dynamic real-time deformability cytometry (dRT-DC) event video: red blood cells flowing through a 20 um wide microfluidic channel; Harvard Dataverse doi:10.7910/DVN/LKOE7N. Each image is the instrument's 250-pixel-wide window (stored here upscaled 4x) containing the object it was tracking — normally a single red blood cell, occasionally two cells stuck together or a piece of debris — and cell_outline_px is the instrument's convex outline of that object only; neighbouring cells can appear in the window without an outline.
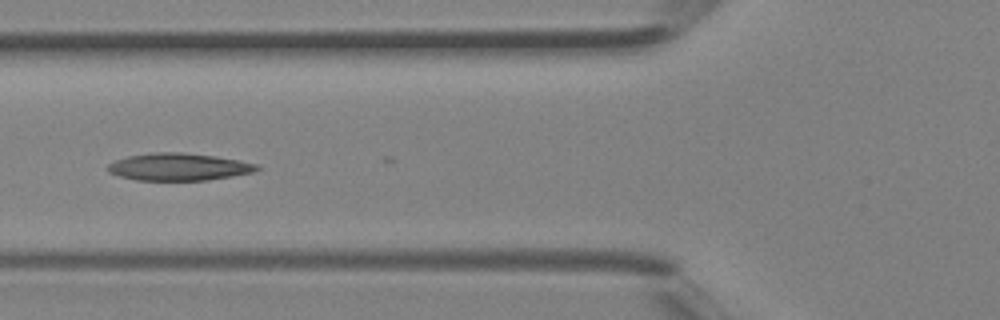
{"species": "Egyptian fruit bat (a non-hibernating species)", "species_latin": "Rousettus aegyptiacus", "temperature_condition": "room temperature", "stored_images_in_passage": 15, "camera_frame_rate_fps": 3000, "um_per_image_px": 0.085, "animal": {"sex": "female"}, "frame": {"image": 1, "passage_image": 14, "time_ms": 4.333, "image_size_px": [1000, 320], "cell_outline_px": [[260, 168], [252, 172], [232, 176], [208, 180], [136, 180], [120, 176], [108, 172], [108, 164], [116, 160], [128, 156], [152, 152], [180, 152], [212, 156], [240, 160], [256, 164]], "centroid_in_image_um": [15.17, 14.18], "position_along_channel_um": 110.6, "area_um2": 23.52}}